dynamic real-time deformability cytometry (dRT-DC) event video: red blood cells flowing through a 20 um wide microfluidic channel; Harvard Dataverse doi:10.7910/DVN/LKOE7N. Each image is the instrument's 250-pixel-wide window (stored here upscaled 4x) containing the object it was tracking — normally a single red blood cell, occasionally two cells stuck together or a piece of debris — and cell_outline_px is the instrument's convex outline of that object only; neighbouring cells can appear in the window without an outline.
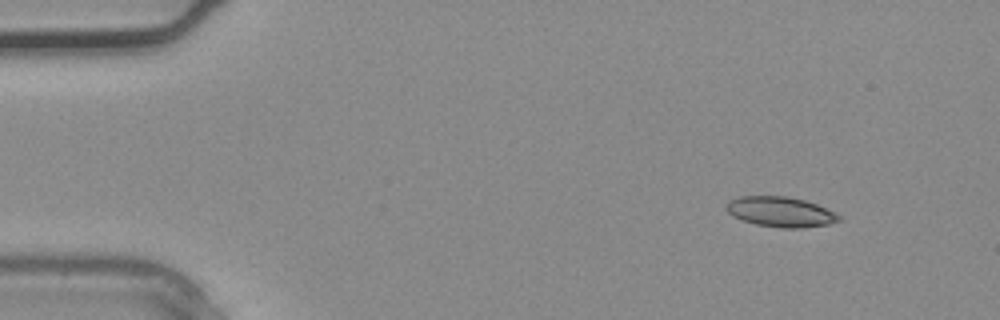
{"species": "common noctule bat (a hibernating species)", "species_latin": "Nyctalus noctula", "temperature_condition": "warm", "stored_images_in_passage": 4, "segment_of_instrument_passage": [2, 2], "camera_frame_rate_fps": 3000, "um_per_image_px": 0.085, "animal": {"sex": "male", "body_mass_g": 20.4}, "frame": {"image": 1, "passage_image": 4, "time_ms": 1.0, "image_size_px": [1000, 320], "cell_outline_px": [[840, 220], [828, 224], [804, 228], [780, 228], [756, 224], [740, 220], [732, 216], [724, 208], [724, 204], [728, 200], [740, 196], [788, 196], [804, 200], [816, 204], [840, 216]], "centroid_in_image_um": [66.26, 18.0], "position_along_channel_um": 18.7, "area_um2": 19.88}}